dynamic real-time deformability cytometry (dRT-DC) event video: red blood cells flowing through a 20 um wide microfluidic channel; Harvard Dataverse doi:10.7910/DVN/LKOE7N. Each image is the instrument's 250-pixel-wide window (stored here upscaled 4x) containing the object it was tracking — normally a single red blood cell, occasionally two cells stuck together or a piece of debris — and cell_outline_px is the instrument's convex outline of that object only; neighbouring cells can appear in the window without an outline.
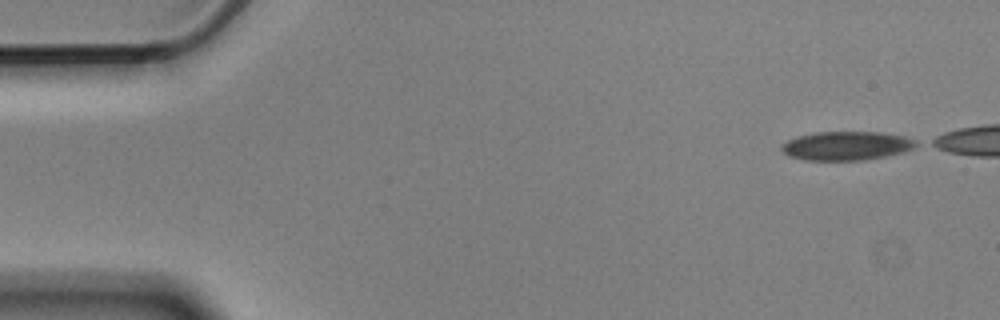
{"species": "Egyptian fruit bat (a non-hibernating species)", "species_latin": "Rousettus aegyptiacus", "temperature_condition": "cold", "stored_images_in_passage": 4, "camera_frame_rate_fps": 3000, "um_per_image_px": 0.085, "animal": {"sex": "male"}, "frame": {"image": 1, "passage_image": 1, "time_ms": 0.0, "image_size_px": [1000, 320], "cell_outline_px": [[920, 144], [904, 152], [864, 160], [804, 160], [788, 156], [780, 148], [788, 140], [800, 136], [816, 132], [880, 132], [904, 136], [916, 140]], "centroid_in_image_um": [71.98, 12.39], "position_along_channel_um": 13.0, "area_um2": 22.48}}